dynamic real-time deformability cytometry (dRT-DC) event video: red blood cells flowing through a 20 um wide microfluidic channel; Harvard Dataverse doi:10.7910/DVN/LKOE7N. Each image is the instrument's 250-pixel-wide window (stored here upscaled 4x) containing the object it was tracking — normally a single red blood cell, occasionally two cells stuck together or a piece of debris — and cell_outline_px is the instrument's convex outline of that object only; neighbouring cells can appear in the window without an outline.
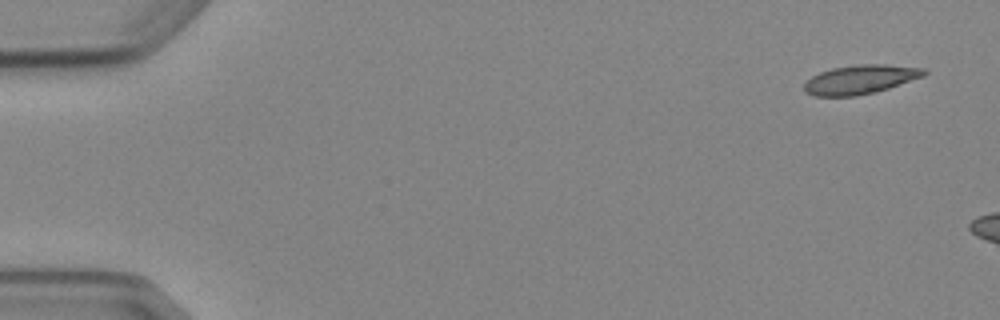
{"species": "Egyptian fruit bat (a non-hibernating species)", "species_latin": "Rousettus aegyptiacus", "temperature_condition": "cold", "stored_images_in_passage": 3, "camera_frame_rate_fps": 3000, "um_per_image_px": 0.085, "animal": {"sex": "female"}, "frame": {"image": 1, "passage_image": 1, "time_ms": 0.0, "image_size_px": [1000, 320], "cell_outline_px": [[928, 72], [924, 76], [876, 92], [856, 96], [816, 96], [804, 92], [804, 84], [812, 76], [820, 72], [832, 68], [856, 64], [888, 64], [924, 68]], "centroid_in_image_um": [73.13, 6.75], "position_along_channel_um": 11.9, "area_um2": 20.35}}